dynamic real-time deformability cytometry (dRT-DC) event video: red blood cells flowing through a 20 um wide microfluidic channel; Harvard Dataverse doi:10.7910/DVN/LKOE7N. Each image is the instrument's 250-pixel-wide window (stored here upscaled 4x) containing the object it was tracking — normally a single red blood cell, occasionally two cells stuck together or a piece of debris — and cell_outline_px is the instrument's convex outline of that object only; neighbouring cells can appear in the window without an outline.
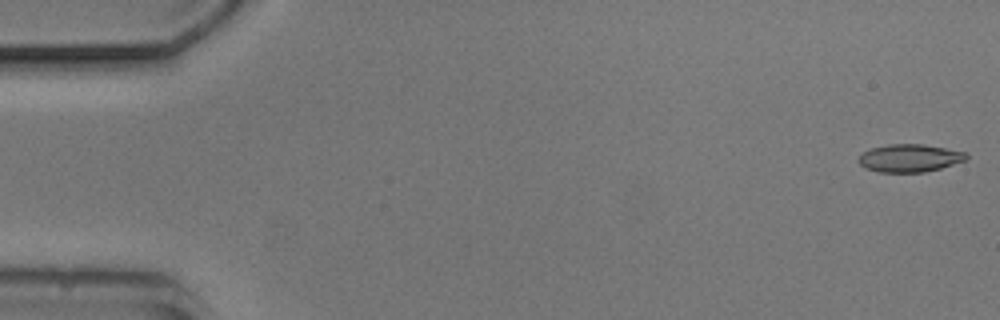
{"species": "common noctule bat (a hibernating species)", "species_latin": "Nyctalus noctula", "temperature_condition": "cold", "stored_images_in_passage": 11, "camera_frame_rate_fps": 3000, "um_per_image_px": 0.085, "animal": {"sex": "male", "body_mass_g": 20.5, "forearm_length_mm": 52.5}, "frame": {"image": 1, "passage_image": 1, "time_ms": 0.0, "image_size_px": [1000, 320], "cell_outline_px": [[968, 160], [940, 168], [924, 172], [880, 172], [864, 168], [856, 160], [864, 152], [872, 148], [888, 144], [924, 144], [968, 152]], "centroid_in_image_um": [77.35, 13.43], "position_along_channel_um": 7.7, "area_um2": 17.57}}